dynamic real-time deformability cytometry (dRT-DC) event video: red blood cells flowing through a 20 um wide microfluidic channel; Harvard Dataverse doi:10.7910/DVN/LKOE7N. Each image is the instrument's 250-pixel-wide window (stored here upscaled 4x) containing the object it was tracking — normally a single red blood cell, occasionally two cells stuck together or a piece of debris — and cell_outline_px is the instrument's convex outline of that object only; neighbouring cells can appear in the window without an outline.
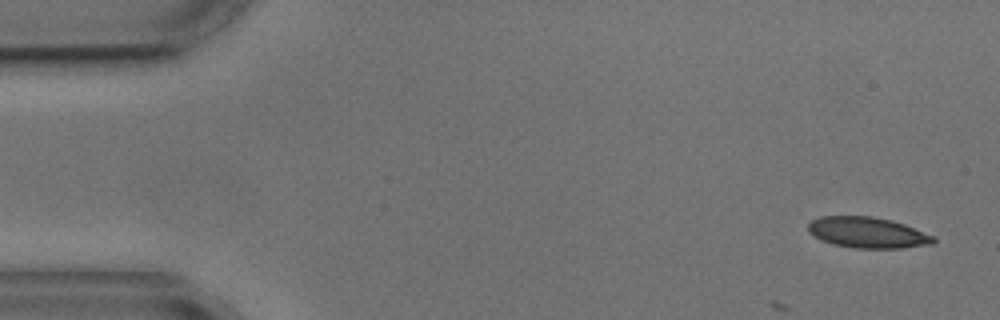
{"species": "common noctule bat (a hibernating species)", "species_latin": "Nyctalus noctula", "temperature_condition": "cold", "stored_images_in_passage": 5, "camera_frame_rate_fps": 3000, "um_per_image_px": 0.085, "animal": {"sex": "male", "body_mass_g": 17.9, "forearm_length_mm": 54.2}, "frame": {"image": 1, "passage_image": 1, "time_ms": 0.0, "image_size_px": [1000, 320], "cell_outline_px": [[936, 240], [932, 244], [900, 248], [856, 248], [832, 244], [820, 240], [808, 232], [808, 224], [812, 220], [820, 216], [872, 216], [892, 220], [904, 224], [936, 236]], "centroid_in_image_um": [73.74, 19.76], "position_along_channel_um": 11.3, "area_um2": 22.72}}